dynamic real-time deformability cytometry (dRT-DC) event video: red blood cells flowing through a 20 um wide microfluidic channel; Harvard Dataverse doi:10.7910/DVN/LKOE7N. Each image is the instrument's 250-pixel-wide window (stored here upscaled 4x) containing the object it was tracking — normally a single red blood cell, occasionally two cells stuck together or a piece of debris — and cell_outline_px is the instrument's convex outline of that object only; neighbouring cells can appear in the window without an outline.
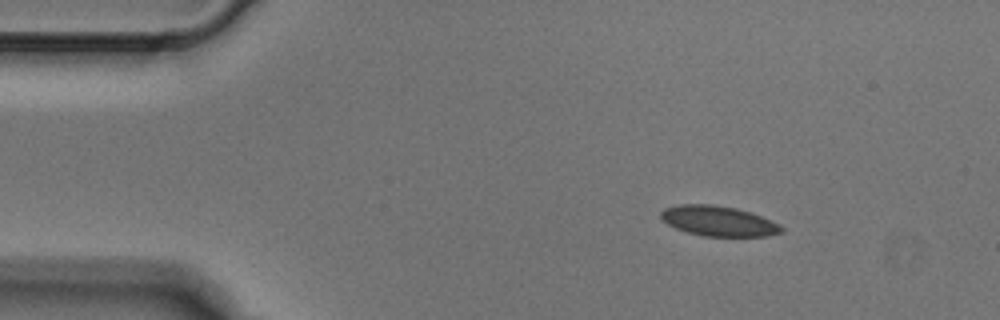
{"species": "Egyptian fruit bat (a non-hibernating species)", "species_latin": "Rousettus aegyptiacus", "temperature_condition": "cold", "stored_images_in_passage": 3, "camera_frame_rate_fps": 3000, "um_per_image_px": 0.085, "animal": {"sex": "male"}, "frame": {"image": 1, "passage_image": 1, "time_ms": 0.0, "image_size_px": [1000, 320], "cell_outline_px": [[784, 232], [768, 236], [704, 236], [688, 232], [676, 228], [668, 224], [660, 216], [660, 212], [664, 208], [680, 204], [712, 204], [736, 208], [760, 216], [780, 224], [784, 228]], "centroid_in_image_um": [61.08, 18.79], "position_along_channel_um": 23.9, "area_um2": 21.1}}
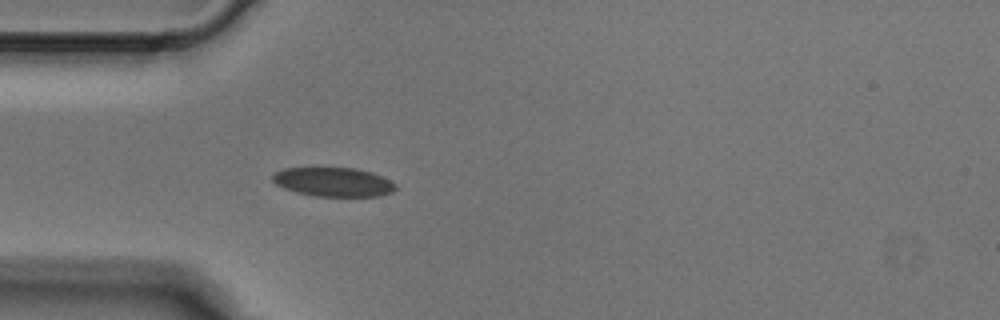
{"frame": {"image": 2, "passage_image": 3, "time_ms": 0.667, "image_size_px": [1000, 320], "cell_outline_px": [[396, 188], [392, 192], [380, 196], [316, 196], [296, 192], [284, 188], [276, 184], [272, 180], [272, 176], [276, 172], [284, 168], [356, 168], [372, 172], [396, 184]], "centroid_in_image_um": [28.33, 15.47], "position_along_channel_um": 56.7, "area_um2": 20.69}}